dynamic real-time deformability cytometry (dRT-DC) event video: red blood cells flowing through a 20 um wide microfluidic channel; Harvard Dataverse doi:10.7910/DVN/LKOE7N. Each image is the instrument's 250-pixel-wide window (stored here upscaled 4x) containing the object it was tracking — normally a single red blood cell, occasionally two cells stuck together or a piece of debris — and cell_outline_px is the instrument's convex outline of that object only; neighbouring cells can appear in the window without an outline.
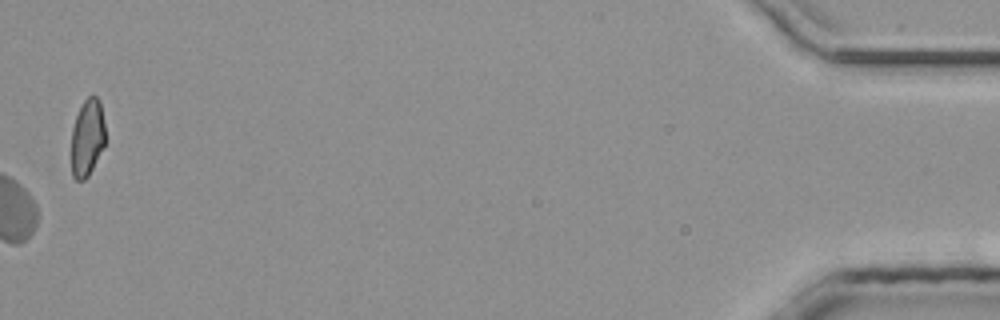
{"species": "common noctule bat (a hibernating species)", "species_latin": "Nyctalus noctula", "temperature_condition": "room temperature", "stored_images_in_passage": 28, "camera_frame_rate_fps": 3000, "um_per_image_px": 0.085, "animal": {"sex": "male", "body_mass_g": 20.4}, "frame": {"image": 1, "passage_image": 28, "time_ms": 9.0, "image_size_px": [1000, 320], "cell_outline_px": [[104, 144], [88, 176], [84, 180], [76, 180], [72, 176], [72, 128], [76, 116], [84, 100], [88, 96], [96, 96], [100, 100], [104, 120]], "centroid_in_image_um": [7.41, 11.68], "position_along_channel_um": 427.8, "area_um2": 15.03}}